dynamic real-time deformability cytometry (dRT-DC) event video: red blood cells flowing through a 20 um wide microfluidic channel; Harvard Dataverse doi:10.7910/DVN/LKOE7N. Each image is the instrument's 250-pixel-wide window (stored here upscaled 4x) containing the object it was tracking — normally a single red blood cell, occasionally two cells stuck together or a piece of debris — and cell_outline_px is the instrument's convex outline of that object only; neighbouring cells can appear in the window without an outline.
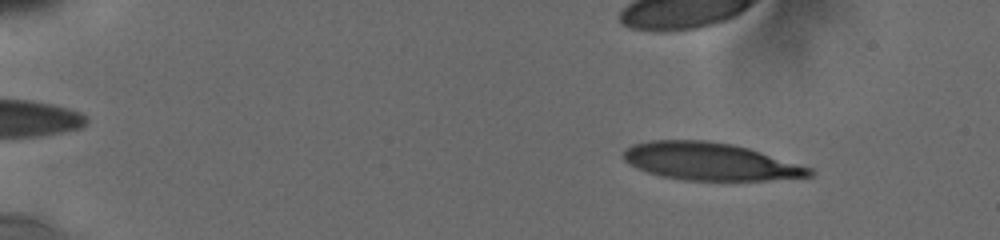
{"species": "human", "species_latin": "Homo sapiens", "temperature_condition": "cold", "stored_images_in_passage": 52, "camera_frame_rate_fps": 3000, "um_per_image_px": 0.085, "donor": {"sex": "male"}, "frame": {"image": 1, "passage_image": 6, "time_ms": 2.0, "image_size_px": [1000, 240], "cell_outline_px": [[816, 172], [812, 176], [768, 180], [684, 180], [660, 176], [636, 168], [624, 160], [624, 152], [632, 144], [652, 140], [708, 140], [732, 144], [748, 148], [812, 168]], "centroid_in_image_um": [60.36, 13.72], "position_along_channel_um": 24.6, "area_um2": 40.58}}